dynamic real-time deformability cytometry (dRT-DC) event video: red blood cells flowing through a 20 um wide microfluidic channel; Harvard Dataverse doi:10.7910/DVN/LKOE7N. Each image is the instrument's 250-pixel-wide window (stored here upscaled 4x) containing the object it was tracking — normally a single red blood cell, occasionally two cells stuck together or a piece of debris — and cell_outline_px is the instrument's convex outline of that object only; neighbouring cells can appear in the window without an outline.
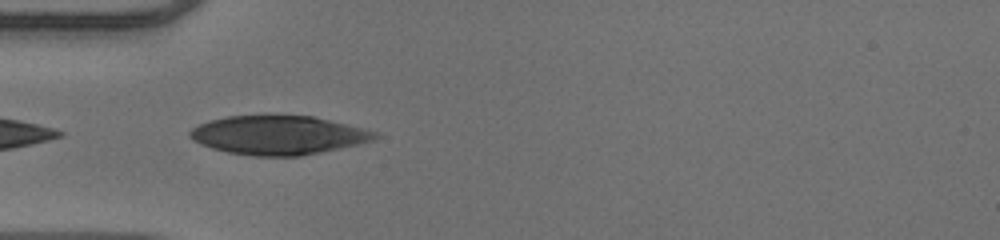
{"species": "human", "species_latin": "Homo sapiens", "temperature_condition": "warm", "stored_images_in_passage": 10, "camera_frame_rate_fps": 3000, "um_per_image_px": 0.085, "donor": {"sex": "male"}, "frame": {"image": 1, "passage_image": 1, "time_ms": 0.0, "image_size_px": [1000, 240], "cell_outline_px": [[380, 136], [376, 140], [360, 144], [300, 156], [252, 156], [228, 152], [212, 148], [200, 144], [192, 140], [188, 136], [188, 132], [192, 128], [200, 124], [212, 120], [228, 116], [312, 116], [376, 132]], "centroid_in_image_um": [23.64, 11.5], "position_along_channel_um": 61.4, "area_um2": 41.56}}
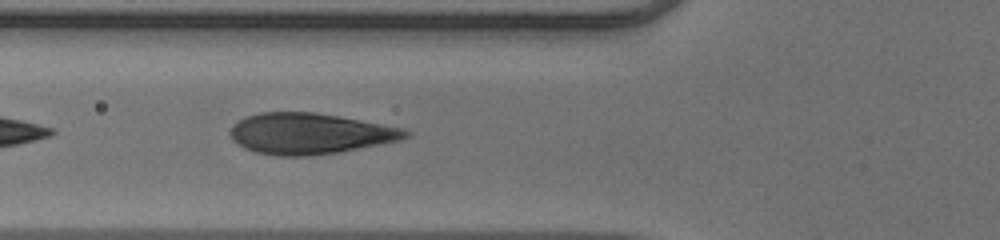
{"frame": {"image": 2, "passage_image": 4, "time_ms": 1.0, "image_size_px": [1000, 240], "cell_outline_px": [[412, 136], [400, 140], [380, 144], [336, 152], [308, 156], [276, 156], [256, 152], [244, 148], [232, 140], [228, 132], [232, 124], [244, 116], [260, 112], [312, 112], [340, 116], [404, 128], [412, 132]], "centroid_in_image_um": [26.3, 11.35], "position_along_channel_um": 99.5, "area_um2": 42.08}}
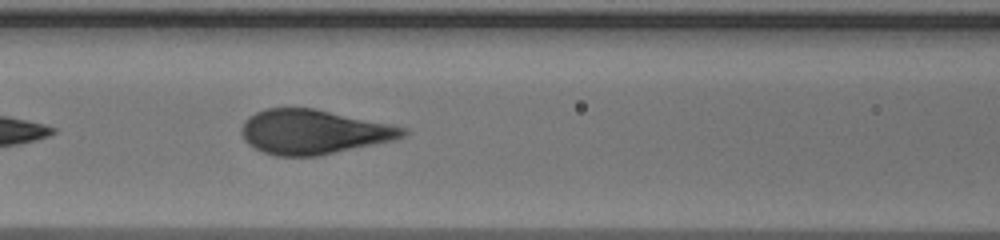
{"frame": {"image": 3, "passage_image": 7, "time_ms": 2.0, "image_size_px": [1000, 240], "cell_outline_px": [[408, 132], [404, 136], [396, 140], [320, 156], [276, 156], [264, 152], [248, 144], [244, 140], [240, 132], [240, 128], [244, 120], [248, 116], [264, 108], [316, 108], [408, 128]], "centroid_in_image_um": [26.65, 11.21], "position_along_channel_um": 140.0, "area_um2": 42.25}}